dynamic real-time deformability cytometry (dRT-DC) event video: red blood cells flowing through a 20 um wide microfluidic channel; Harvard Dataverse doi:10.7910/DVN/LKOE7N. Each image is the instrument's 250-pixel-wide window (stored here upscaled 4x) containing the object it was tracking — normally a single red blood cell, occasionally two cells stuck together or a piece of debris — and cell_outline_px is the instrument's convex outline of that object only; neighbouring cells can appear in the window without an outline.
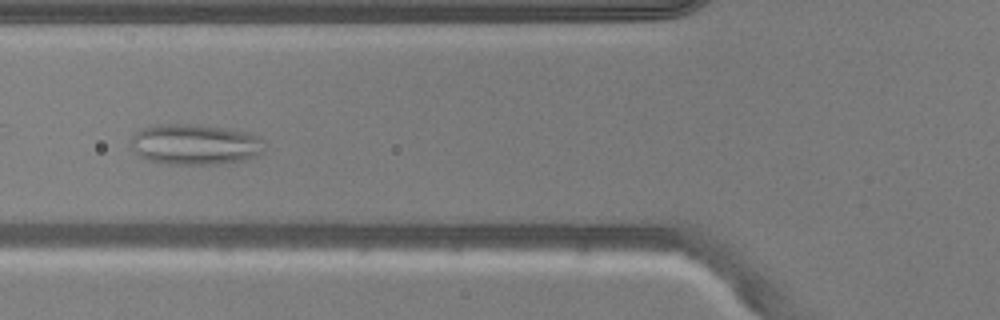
{"species": "common noctule bat (a hibernating species)", "species_latin": "Nyctalus noctula", "temperature_condition": "warm", "stored_images_in_passage": 38, "camera_frame_rate_fps": 3000, "um_per_image_px": 0.085, "animal": {"sex": "male", "body_mass_g": 20.5, "forearm_length_mm": 52.5}, "frame": {"image": 1, "passage_image": 6, "time_ms": 1.667, "image_size_px": [1000, 320], "cell_outline_px": [[264, 152], [260, 156], [244, 160], [220, 164], [168, 164], [148, 160], [140, 156], [132, 148], [128, 140], [140, 128], [160, 124], [196, 124], [228, 128], [248, 132], [256, 136], [260, 140]], "centroid_in_image_um": [16.55, 12.27], "position_along_channel_um": 109.2, "area_um2": 31.96}}